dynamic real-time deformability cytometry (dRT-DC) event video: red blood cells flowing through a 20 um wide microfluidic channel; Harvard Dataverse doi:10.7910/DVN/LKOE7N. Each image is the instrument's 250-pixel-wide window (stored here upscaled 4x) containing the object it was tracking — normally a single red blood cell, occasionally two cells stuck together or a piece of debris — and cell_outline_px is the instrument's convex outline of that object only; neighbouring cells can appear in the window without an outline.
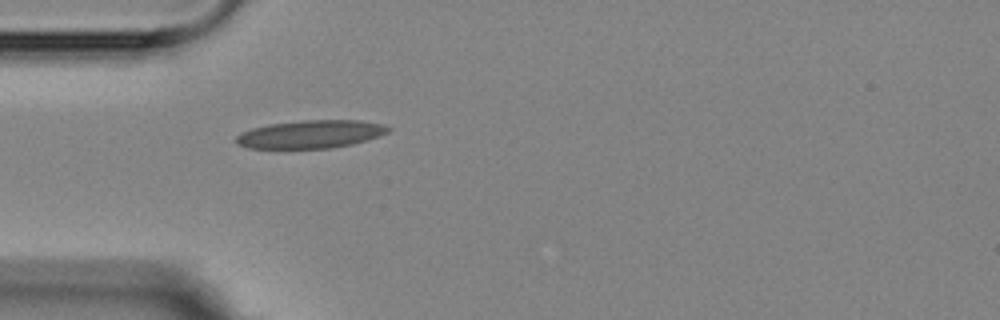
{"species": "Egyptian fruit bat (a non-hibernating species)", "species_latin": "Rousettus aegyptiacus", "temperature_condition": "room temperature", "stored_images_in_passage": 1, "camera_frame_rate_fps": 3000, "um_per_image_px": 0.085, "animal": {"sex": "female"}, "frame": {"image": 1, "passage_image": 1, "time_ms": 0.0, "image_size_px": [1000, 320], "cell_outline_px": [[392, 128], [388, 132], [352, 144], [332, 148], [248, 148], [236, 144], [236, 136], [240, 132], [252, 128], [268, 124], [300, 120], [360, 120], [384, 124]], "centroid_in_image_um": [26.37, 11.4], "position_along_channel_um": 58.6, "area_um2": 24.85}}